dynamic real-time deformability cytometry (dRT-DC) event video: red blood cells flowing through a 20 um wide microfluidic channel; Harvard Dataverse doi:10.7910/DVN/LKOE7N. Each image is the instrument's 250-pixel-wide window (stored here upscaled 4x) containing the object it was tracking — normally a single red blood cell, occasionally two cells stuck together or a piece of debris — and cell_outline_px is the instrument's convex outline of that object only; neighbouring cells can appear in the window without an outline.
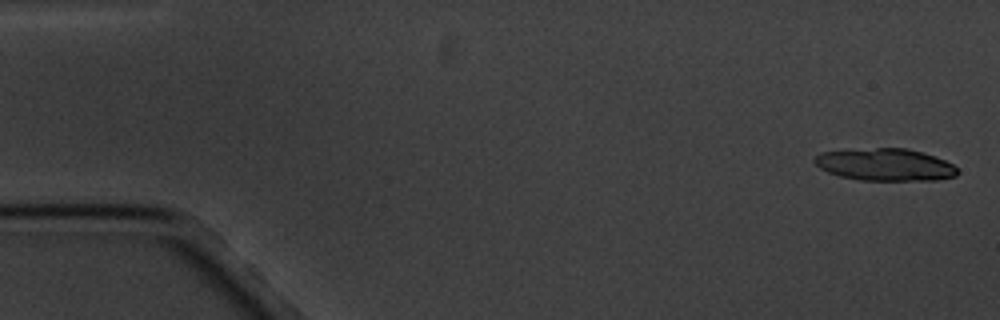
{"species": "common noctule bat (a hibernating species)", "species_latin": "Nyctalus noctula", "temperature_condition": "cold", "stored_images_in_passage": 17, "segment_of_instrument_passage": [1, 2], "camera_frame_rate_fps": 3000, "um_per_image_px": 0.085, "animal": {"sex": "male", "body_mass_g": 20.1, "forearm_length_mm": 53.5}, "frame": {"image": 1, "passage_image": 1, "time_ms": 0.0, "image_size_px": [1000, 320], "cell_outline_px": [[960, 172], [956, 176], [936, 180], [860, 180], [840, 176], [828, 172], [820, 168], [812, 160], [820, 152], [876, 148], [904, 148], [924, 152], [944, 160], [952, 164]], "centroid_in_image_um": [75.25, 14.0], "position_along_channel_um": 9.7, "area_um2": 26.76}}